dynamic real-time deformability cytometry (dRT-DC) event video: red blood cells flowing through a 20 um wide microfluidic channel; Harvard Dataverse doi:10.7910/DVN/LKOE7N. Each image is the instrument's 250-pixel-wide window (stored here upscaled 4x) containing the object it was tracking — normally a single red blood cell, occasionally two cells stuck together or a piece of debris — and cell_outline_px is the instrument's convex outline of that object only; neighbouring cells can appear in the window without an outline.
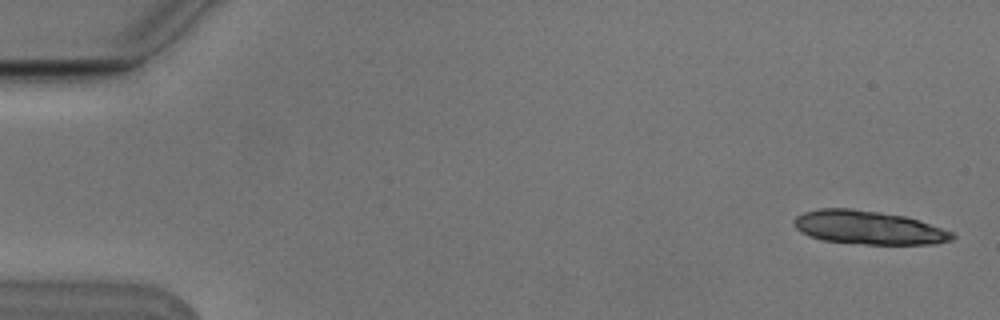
{"species": "Egyptian fruit bat (a non-hibernating species)", "species_latin": "Rousettus aegyptiacus", "temperature_condition": "cold", "stored_images_in_passage": 3, "camera_frame_rate_fps": 3000, "um_per_image_px": 0.085, "animal": {"sex": "male"}, "frame": {"image": 1, "passage_image": 1, "time_ms": 0.0, "image_size_px": [1000, 320], "cell_outline_px": [[956, 236], [952, 240], [936, 244], [864, 244], [824, 240], [808, 236], [800, 232], [792, 224], [792, 220], [796, 216], [804, 212], [820, 208], [852, 208], [880, 212], [904, 216], [952, 232]], "centroid_in_image_um": [73.76, 19.34], "position_along_channel_um": 11.2, "area_um2": 30.87}}